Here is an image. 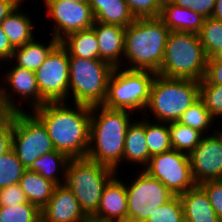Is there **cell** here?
<instances>
[{"label": "cell", "instance_id": "8fae6325", "mask_svg": "<svg viewBox=\"0 0 222 222\" xmlns=\"http://www.w3.org/2000/svg\"><path fill=\"white\" fill-rule=\"evenodd\" d=\"M139 172V173H138ZM125 182L127 190V222H146L157 207L169 201L174 195L158 179L144 170Z\"/></svg>", "mask_w": 222, "mask_h": 222}, {"label": "cell", "instance_id": "d590c367", "mask_svg": "<svg viewBox=\"0 0 222 222\" xmlns=\"http://www.w3.org/2000/svg\"><path fill=\"white\" fill-rule=\"evenodd\" d=\"M132 15L136 18H158L163 0H125Z\"/></svg>", "mask_w": 222, "mask_h": 222}, {"label": "cell", "instance_id": "3957f363", "mask_svg": "<svg viewBox=\"0 0 222 222\" xmlns=\"http://www.w3.org/2000/svg\"><path fill=\"white\" fill-rule=\"evenodd\" d=\"M170 32L159 17L136 18L125 27L123 62L126 63H122V68L125 65V69L157 73L162 65Z\"/></svg>", "mask_w": 222, "mask_h": 222}, {"label": "cell", "instance_id": "f546056e", "mask_svg": "<svg viewBox=\"0 0 222 222\" xmlns=\"http://www.w3.org/2000/svg\"><path fill=\"white\" fill-rule=\"evenodd\" d=\"M215 120L206 109L204 102L199 98L181 115L178 122L198 130L203 135H209Z\"/></svg>", "mask_w": 222, "mask_h": 222}, {"label": "cell", "instance_id": "7dc6e473", "mask_svg": "<svg viewBox=\"0 0 222 222\" xmlns=\"http://www.w3.org/2000/svg\"><path fill=\"white\" fill-rule=\"evenodd\" d=\"M64 1H71V2H75V3H79V2H86L88 0H64Z\"/></svg>", "mask_w": 222, "mask_h": 222}, {"label": "cell", "instance_id": "ba28073f", "mask_svg": "<svg viewBox=\"0 0 222 222\" xmlns=\"http://www.w3.org/2000/svg\"><path fill=\"white\" fill-rule=\"evenodd\" d=\"M157 73L116 67L108 81L103 106L110 109L144 113L149 102L152 82ZM138 110V111H137Z\"/></svg>", "mask_w": 222, "mask_h": 222}, {"label": "cell", "instance_id": "4dcf8cb0", "mask_svg": "<svg viewBox=\"0 0 222 222\" xmlns=\"http://www.w3.org/2000/svg\"><path fill=\"white\" fill-rule=\"evenodd\" d=\"M201 44L208 58L222 51V22L212 17L204 19L200 33Z\"/></svg>", "mask_w": 222, "mask_h": 222}, {"label": "cell", "instance_id": "83f0119b", "mask_svg": "<svg viewBox=\"0 0 222 222\" xmlns=\"http://www.w3.org/2000/svg\"><path fill=\"white\" fill-rule=\"evenodd\" d=\"M169 137L173 150L190 154L204 136L201 132L178 121L168 123Z\"/></svg>", "mask_w": 222, "mask_h": 222}, {"label": "cell", "instance_id": "4316f807", "mask_svg": "<svg viewBox=\"0 0 222 222\" xmlns=\"http://www.w3.org/2000/svg\"><path fill=\"white\" fill-rule=\"evenodd\" d=\"M69 57L99 59V46L92 28L67 35L60 41Z\"/></svg>", "mask_w": 222, "mask_h": 222}, {"label": "cell", "instance_id": "277c9868", "mask_svg": "<svg viewBox=\"0 0 222 222\" xmlns=\"http://www.w3.org/2000/svg\"><path fill=\"white\" fill-rule=\"evenodd\" d=\"M199 85L200 82L196 80L167 78L156 74L151 85L149 102L143 113L149 112L151 115L144 117L149 119L153 116L156 122L163 123L178 121L199 99Z\"/></svg>", "mask_w": 222, "mask_h": 222}, {"label": "cell", "instance_id": "7bdbcfd3", "mask_svg": "<svg viewBox=\"0 0 222 222\" xmlns=\"http://www.w3.org/2000/svg\"><path fill=\"white\" fill-rule=\"evenodd\" d=\"M23 0H0V23L15 9ZM25 1V0H24Z\"/></svg>", "mask_w": 222, "mask_h": 222}, {"label": "cell", "instance_id": "1f68e13d", "mask_svg": "<svg viewBox=\"0 0 222 222\" xmlns=\"http://www.w3.org/2000/svg\"><path fill=\"white\" fill-rule=\"evenodd\" d=\"M26 170L11 148L0 157V189L18 184Z\"/></svg>", "mask_w": 222, "mask_h": 222}, {"label": "cell", "instance_id": "603a6c76", "mask_svg": "<svg viewBox=\"0 0 222 222\" xmlns=\"http://www.w3.org/2000/svg\"><path fill=\"white\" fill-rule=\"evenodd\" d=\"M50 42H39L34 38L32 41L26 43L21 47L14 49L10 59L12 64L25 68L27 70L36 71L50 54V52L60 43L55 37L51 35Z\"/></svg>", "mask_w": 222, "mask_h": 222}, {"label": "cell", "instance_id": "7c38bea8", "mask_svg": "<svg viewBox=\"0 0 222 222\" xmlns=\"http://www.w3.org/2000/svg\"><path fill=\"white\" fill-rule=\"evenodd\" d=\"M143 170L158 179L173 195L185 193L197 185L192 176L189 155L177 150L150 157Z\"/></svg>", "mask_w": 222, "mask_h": 222}, {"label": "cell", "instance_id": "f1b7e54d", "mask_svg": "<svg viewBox=\"0 0 222 222\" xmlns=\"http://www.w3.org/2000/svg\"><path fill=\"white\" fill-rule=\"evenodd\" d=\"M145 134L150 157L172 150L168 123L145 118Z\"/></svg>", "mask_w": 222, "mask_h": 222}, {"label": "cell", "instance_id": "f35d334b", "mask_svg": "<svg viewBox=\"0 0 222 222\" xmlns=\"http://www.w3.org/2000/svg\"><path fill=\"white\" fill-rule=\"evenodd\" d=\"M28 202L19 184L0 189V206H12Z\"/></svg>", "mask_w": 222, "mask_h": 222}, {"label": "cell", "instance_id": "e0dca14e", "mask_svg": "<svg viewBox=\"0 0 222 222\" xmlns=\"http://www.w3.org/2000/svg\"><path fill=\"white\" fill-rule=\"evenodd\" d=\"M98 222H127L125 181L116 174L105 186L97 212L90 218Z\"/></svg>", "mask_w": 222, "mask_h": 222}, {"label": "cell", "instance_id": "5bb4252c", "mask_svg": "<svg viewBox=\"0 0 222 222\" xmlns=\"http://www.w3.org/2000/svg\"><path fill=\"white\" fill-rule=\"evenodd\" d=\"M48 18L51 19L52 36L59 42L67 35L92 28L95 18L89 2L44 0Z\"/></svg>", "mask_w": 222, "mask_h": 222}, {"label": "cell", "instance_id": "bcb514c9", "mask_svg": "<svg viewBox=\"0 0 222 222\" xmlns=\"http://www.w3.org/2000/svg\"><path fill=\"white\" fill-rule=\"evenodd\" d=\"M217 64L222 65V51L217 52L211 57Z\"/></svg>", "mask_w": 222, "mask_h": 222}, {"label": "cell", "instance_id": "4fadbf2b", "mask_svg": "<svg viewBox=\"0 0 222 222\" xmlns=\"http://www.w3.org/2000/svg\"><path fill=\"white\" fill-rule=\"evenodd\" d=\"M40 95L47 102L69 100V54L59 43L35 71Z\"/></svg>", "mask_w": 222, "mask_h": 222}, {"label": "cell", "instance_id": "ac0fdd59", "mask_svg": "<svg viewBox=\"0 0 222 222\" xmlns=\"http://www.w3.org/2000/svg\"><path fill=\"white\" fill-rule=\"evenodd\" d=\"M92 29L99 46V59L108 62L114 68L122 67L125 27L95 22Z\"/></svg>", "mask_w": 222, "mask_h": 222}, {"label": "cell", "instance_id": "d6986e66", "mask_svg": "<svg viewBox=\"0 0 222 222\" xmlns=\"http://www.w3.org/2000/svg\"><path fill=\"white\" fill-rule=\"evenodd\" d=\"M159 18L171 32L199 34L205 17L188 8L174 4L171 0H163Z\"/></svg>", "mask_w": 222, "mask_h": 222}, {"label": "cell", "instance_id": "484cf974", "mask_svg": "<svg viewBox=\"0 0 222 222\" xmlns=\"http://www.w3.org/2000/svg\"><path fill=\"white\" fill-rule=\"evenodd\" d=\"M29 203L42 210L52 196L56 184L40 174L26 170L18 183Z\"/></svg>", "mask_w": 222, "mask_h": 222}, {"label": "cell", "instance_id": "9a60e30c", "mask_svg": "<svg viewBox=\"0 0 222 222\" xmlns=\"http://www.w3.org/2000/svg\"><path fill=\"white\" fill-rule=\"evenodd\" d=\"M192 176L197 185L208 180H222V148L210 132L189 154Z\"/></svg>", "mask_w": 222, "mask_h": 222}, {"label": "cell", "instance_id": "836d02e7", "mask_svg": "<svg viewBox=\"0 0 222 222\" xmlns=\"http://www.w3.org/2000/svg\"><path fill=\"white\" fill-rule=\"evenodd\" d=\"M199 98L214 119H222V85L209 84L203 78L199 85Z\"/></svg>", "mask_w": 222, "mask_h": 222}, {"label": "cell", "instance_id": "9c48e42d", "mask_svg": "<svg viewBox=\"0 0 222 222\" xmlns=\"http://www.w3.org/2000/svg\"><path fill=\"white\" fill-rule=\"evenodd\" d=\"M12 149L26 169L35 159L55 150L47 129L30 111L13 112Z\"/></svg>", "mask_w": 222, "mask_h": 222}, {"label": "cell", "instance_id": "e575fe53", "mask_svg": "<svg viewBox=\"0 0 222 222\" xmlns=\"http://www.w3.org/2000/svg\"><path fill=\"white\" fill-rule=\"evenodd\" d=\"M146 222H185L179 196L174 195L169 201L157 207Z\"/></svg>", "mask_w": 222, "mask_h": 222}, {"label": "cell", "instance_id": "f6af8a7d", "mask_svg": "<svg viewBox=\"0 0 222 222\" xmlns=\"http://www.w3.org/2000/svg\"><path fill=\"white\" fill-rule=\"evenodd\" d=\"M216 127H217V128H220L218 125L215 126L214 129H213V127H212V130H213V131H211V132H212V134L217 138V140L219 141L220 146H221V148H222V130L217 129Z\"/></svg>", "mask_w": 222, "mask_h": 222}, {"label": "cell", "instance_id": "ee69618b", "mask_svg": "<svg viewBox=\"0 0 222 222\" xmlns=\"http://www.w3.org/2000/svg\"><path fill=\"white\" fill-rule=\"evenodd\" d=\"M211 17L222 22V0L215 1L214 11Z\"/></svg>", "mask_w": 222, "mask_h": 222}, {"label": "cell", "instance_id": "d4e9b609", "mask_svg": "<svg viewBox=\"0 0 222 222\" xmlns=\"http://www.w3.org/2000/svg\"><path fill=\"white\" fill-rule=\"evenodd\" d=\"M70 160L71 158L65 153L54 150L35 159L27 170L40 174L56 185H61L65 182Z\"/></svg>", "mask_w": 222, "mask_h": 222}, {"label": "cell", "instance_id": "52a82bcc", "mask_svg": "<svg viewBox=\"0 0 222 222\" xmlns=\"http://www.w3.org/2000/svg\"><path fill=\"white\" fill-rule=\"evenodd\" d=\"M113 70L111 64L101 59L69 57V99L73 98L71 105H102Z\"/></svg>", "mask_w": 222, "mask_h": 222}, {"label": "cell", "instance_id": "b9f144b4", "mask_svg": "<svg viewBox=\"0 0 222 222\" xmlns=\"http://www.w3.org/2000/svg\"><path fill=\"white\" fill-rule=\"evenodd\" d=\"M14 47L0 26V67L2 63L9 61L12 57Z\"/></svg>", "mask_w": 222, "mask_h": 222}, {"label": "cell", "instance_id": "44dd1931", "mask_svg": "<svg viewBox=\"0 0 222 222\" xmlns=\"http://www.w3.org/2000/svg\"><path fill=\"white\" fill-rule=\"evenodd\" d=\"M178 196L182 204L185 222H221L208 195L199 185Z\"/></svg>", "mask_w": 222, "mask_h": 222}, {"label": "cell", "instance_id": "ffe728a7", "mask_svg": "<svg viewBox=\"0 0 222 222\" xmlns=\"http://www.w3.org/2000/svg\"><path fill=\"white\" fill-rule=\"evenodd\" d=\"M150 160L149 149L145 134V117L134 119L129 125L124 144L123 162L126 164L140 165L138 169L143 170ZM143 166V167H142ZM141 167V168H140Z\"/></svg>", "mask_w": 222, "mask_h": 222}, {"label": "cell", "instance_id": "6da1fadb", "mask_svg": "<svg viewBox=\"0 0 222 222\" xmlns=\"http://www.w3.org/2000/svg\"><path fill=\"white\" fill-rule=\"evenodd\" d=\"M66 101L46 102L32 112L45 126L56 151L71 159L86 158L91 107Z\"/></svg>", "mask_w": 222, "mask_h": 222}, {"label": "cell", "instance_id": "8992f818", "mask_svg": "<svg viewBox=\"0 0 222 222\" xmlns=\"http://www.w3.org/2000/svg\"><path fill=\"white\" fill-rule=\"evenodd\" d=\"M116 174L114 169L87 158L71 159L64 185L73 192L81 210L90 219L97 212L106 184Z\"/></svg>", "mask_w": 222, "mask_h": 222}, {"label": "cell", "instance_id": "d6a6232c", "mask_svg": "<svg viewBox=\"0 0 222 222\" xmlns=\"http://www.w3.org/2000/svg\"><path fill=\"white\" fill-rule=\"evenodd\" d=\"M41 217V210L29 202L0 206V222H36Z\"/></svg>", "mask_w": 222, "mask_h": 222}, {"label": "cell", "instance_id": "681fc988", "mask_svg": "<svg viewBox=\"0 0 222 222\" xmlns=\"http://www.w3.org/2000/svg\"><path fill=\"white\" fill-rule=\"evenodd\" d=\"M86 222H98V221H94L92 219H88Z\"/></svg>", "mask_w": 222, "mask_h": 222}, {"label": "cell", "instance_id": "2e32d148", "mask_svg": "<svg viewBox=\"0 0 222 222\" xmlns=\"http://www.w3.org/2000/svg\"><path fill=\"white\" fill-rule=\"evenodd\" d=\"M44 222H86L77 198L64 184L56 185L48 204L41 210Z\"/></svg>", "mask_w": 222, "mask_h": 222}, {"label": "cell", "instance_id": "c3c4849f", "mask_svg": "<svg viewBox=\"0 0 222 222\" xmlns=\"http://www.w3.org/2000/svg\"><path fill=\"white\" fill-rule=\"evenodd\" d=\"M36 222H44L42 217H40Z\"/></svg>", "mask_w": 222, "mask_h": 222}, {"label": "cell", "instance_id": "8d00e7d4", "mask_svg": "<svg viewBox=\"0 0 222 222\" xmlns=\"http://www.w3.org/2000/svg\"><path fill=\"white\" fill-rule=\"evenodd\" d=\"M13 113L0 114V157L12 148Z\"/></svg>", "mask_w": 222, "mask_h": 222}, {"label": "cell", "instance_id": "5b68a950", "mask_svg": "<svg viewBox=\"0 0 222 222\" xmlns=\"http://www.w3.org/2000/svg\"><path fill=\"white\" fill-rule=\"evenodd\" d=\"M207 59L198 34L170 32L157 74L200 82L205 76Z\"/></svg>", "mask_w": 222, "mask_h": 222}, {"label": "cell", "instance_id": "7402d4cb", "mask_svg": "<svg viewBox=\"0 0 222 222\" xmlns=\"http://www.w3.org/2000/svg\"><path fill=\"white\" fill-rule=\"evenodd\" d=\"M22 4L23 1L0 23L2 30L14 48L21 47L36 37L34 36L35 26L32 18L29 13L23 10Z\"/></svg>", "mask_w": 222, "mask_h": 222}, {"label": "cell", "instance_id": "74e56055", "mask_svg": "<svg viewBox=\"0 0 222 222\" xmlns=\"http://www.w3.org/2000/svg\"><path fill=\"white\" fill-rule=\"evenodd\" d=\"M208 195L209 201L222 222V180H208L199 184Z\"/></svg>", "mask_w": 222, "mask_h": 222}, {"label": "cell", "instance_id": "ab89813d", "mask_svg": "<svg viewBox=\"0 0 222 222\" xmlns=\"http://www.w3.org/2000/svg\"><path fill=\"white\" fill-rule=\"evenodd\" d=\"M177 6L188 8L208 18L212 16L216 0H171Z\"/></svg>", "mask_w": 222, "mask_h": 222}, {"label": "cell", "instance_id": "30bf717a", "mask_svg": "<svg viewBox=\"0 0 222 222\" xmlns=\"http://www.w3.org/2000/svg\"><path fill=\"white\" fill-rule=\"evenodd\" d=\"M6 63L11 64L10 69L9 66L6 67ZM3 64L7 68L5 69L6 73L2 72L4 73V76L2 75L3 78L0 77L2 79V81H0V106L3 111L12 113L27 111L23 110L25 108L22 107L24 105L21 104L24 101L25 104L28 103L30 105L29 107L27 106L28 111H32L47 102L40 95V90L37 85L36 74L34 71L18 67L14 64L12 65L10 60ZM14 96L17 97V100ZM18 104L21 106H18Z\"/></svg>", "mask_w": 222, "mask_h": 222}, {"label": "cell", "instance_id": "cb8c5ba5", "mask_svg": "<svg viewBox=\"0 0 222 222\" xmlns=\"http://www.w3.org/2000/svg\"><path fill=\"white\" fill-rule=\"evenodd\" d=\"M95 22L127 27L135 21L125 0H88Z\"/></svg>", "mask_w": 222, "mask_h": 222}, {"label": "cell", "instance_id": "7a4b0ae2", "mask_svg": "<svg viewBox=\"0 0 222 222\" xmlns=\"http://www.w3.org/2000/svg\"><path fill=\"white\" fill-rule=\"evenodd\" d=\"M133 115L127 110L92 106L86 158L118 172L123 162L126 132L134 119Z\"/></svg>", "mask_w": 222, "mask_h": 222}, {"label": "cell", "instance_id": "60d3db41", "mask_svg": "<svg viewBox=\"0 0 222 222\" xmlns=\"http://www.w3.org/2000/svg\"><path fill=\"white\" fill-rule=\"evenodd\" d=\"M204 79L209 84L222 85V65L208 58Z\"/></svg>", "mask_w": 222, "mask_h": 222}]
</instances>
